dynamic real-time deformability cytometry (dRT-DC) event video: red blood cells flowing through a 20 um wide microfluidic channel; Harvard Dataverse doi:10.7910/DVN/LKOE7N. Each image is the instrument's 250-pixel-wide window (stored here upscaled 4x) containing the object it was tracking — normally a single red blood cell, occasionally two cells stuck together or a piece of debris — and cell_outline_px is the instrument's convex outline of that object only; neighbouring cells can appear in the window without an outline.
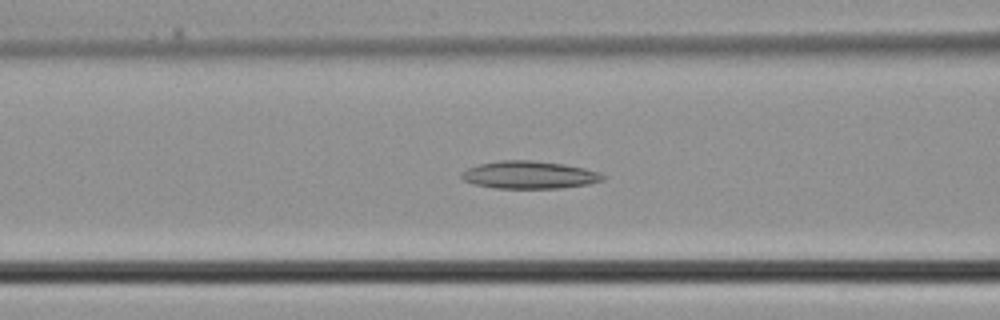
{"species": "common noctule bat (a hibernating species)", "species_latin": "Nyctalus noctula", "temperature_condition": "cold", "stored_images_in_passage": 34, "camera_frame_rate_fps": 3000, "um_per_image_px": 0.085, "animal": {"sex": "male", "body_mass_g": 21.5, "forearm_length_mm": 52.0}, "frame": {"image": 1, "passage_image": 11, "time_ms": 3.333, "image_size_px": [1000, 320], "cell_outline_px": [[604, 180], [588, 184], [560, 188], [496, 188], [472, 184], [464, 180], [460, 176], [460, 172], [468, 168], [480, 164], [500, 160], [532, 160], [564, 164], [584, 168], [600, 172], [604, 176]], "centroid_in_image_um": [44.97, 14.86], "position_along_channel_um": 121.6, "area_um2": 22.77}}
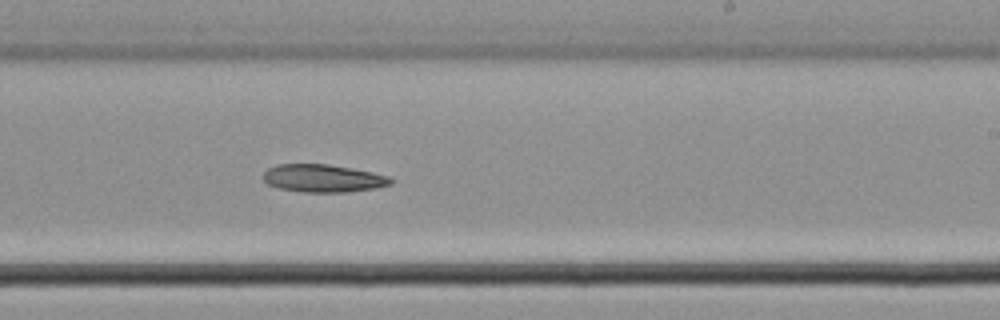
{"frame": {"image": 2, "passage_image": 19, "time_ms": 6.0, "image_size_px": [1000, 320], "cell_outline_px": [[392, 184], [376, 188], [348, 192], [304, 192], [280, 188], [268, 184], [264, 180], [264, 172], [268, 168], [276, 164], [328, 164], [372, 172], [388, 176], [392, 180]], "centroid_in_image_um": [27.46, 15.15], "position_along_channel_um": 261.5, "area_um2": 20.52}}
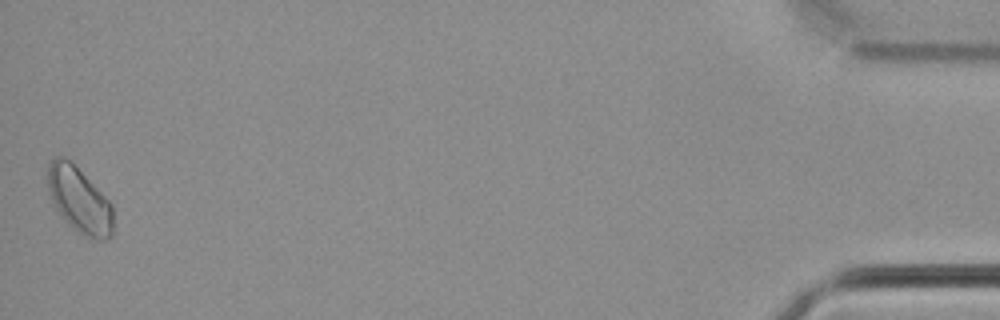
{"frame": {"image": 3, "passage_image": 34, "time_ms": 11.0, "image_size_px": [1000, 320], "cell_outline_px": [[112, 236], [108, 240], [96, 240], [72, 228], [68, 224], [56, 208], [48, 192], [48, 164], [56, 156], [64, 156], [112, 204]], "centroid_in_image_um": [6.73, 17.03], "position_along_channel_um": 428.5, "area_um2": 24.39}}